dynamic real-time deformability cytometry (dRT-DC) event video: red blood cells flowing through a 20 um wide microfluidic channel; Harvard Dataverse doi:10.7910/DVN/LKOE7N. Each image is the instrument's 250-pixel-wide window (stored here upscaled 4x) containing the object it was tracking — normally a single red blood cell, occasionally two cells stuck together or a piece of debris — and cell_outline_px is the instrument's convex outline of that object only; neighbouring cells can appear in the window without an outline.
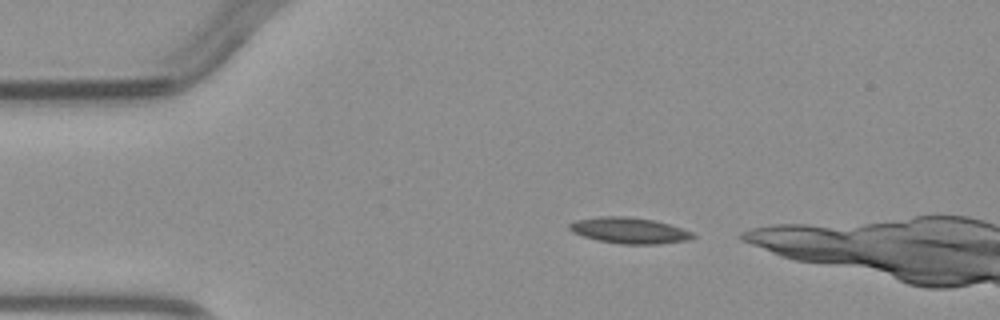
{"species": "common noctule bat (a hibernating species)", "species_latin": "Nyctalus noctula", "temperature_condition": "warm", "stored_images_in_passage": 3, "camera_frame_rate_fps": 3000, "um_per_image_px": 0.085, "animal": {"sex": "male", "body_mass_g": 23.1, "forearm_length_mm": 52.7}, "frame": {"image": 1, "passage_image": 1, "time_ms": 0.0, "image_size_px": [1000, 320], "cell_outline_px": [[696, 236], [688, 240], [656, 244], [620, 244], [596, 240], [572, 232], [568, 228], [568, 224], [576, 220], [600, 216], [624, 216], [652, 220], [668, 224], [692, 232]], "centroid_in_image_um": [53.45, 19.59], "position_along_channel_um": 31.6, "area_um2": 18.55}}